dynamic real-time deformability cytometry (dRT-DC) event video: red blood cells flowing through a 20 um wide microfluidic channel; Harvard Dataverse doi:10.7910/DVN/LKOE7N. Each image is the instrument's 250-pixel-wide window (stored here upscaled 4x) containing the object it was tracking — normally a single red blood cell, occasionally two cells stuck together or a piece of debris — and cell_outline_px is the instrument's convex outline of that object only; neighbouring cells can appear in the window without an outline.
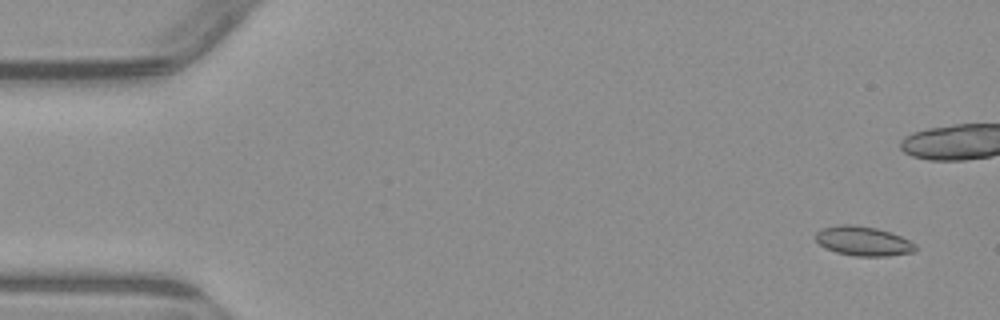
{"species": "common noctule bat (a hibernating species)", "species_latin": "Nyctalus noctula", "temperature_condition": "warm", "stored_images_in_passage": 7, "camera_frame_rate_fps": 3000, "um_per_image_px": 0.085, "animal": {"sex": "male", "body_mass_g": 23.1, "forearm_length_mm": 52.7}, "frame": {"image": 1, "passage_image": 1, "time_ms": 0.0, "image_size_px": [1000, 320], "cell_outline_px": [[916, 252], [888, 256], [856, 256], [836, 252], [820, 244], [816, 240], [816, 232], [820, 228], [840, 224], [852, 224], [876, 228], [892, 232], [916, 244]], "centroid_in_image_um": [73.39, 20.48], "position_along_channel_um": 11.6, "area_um2": 17.17}}
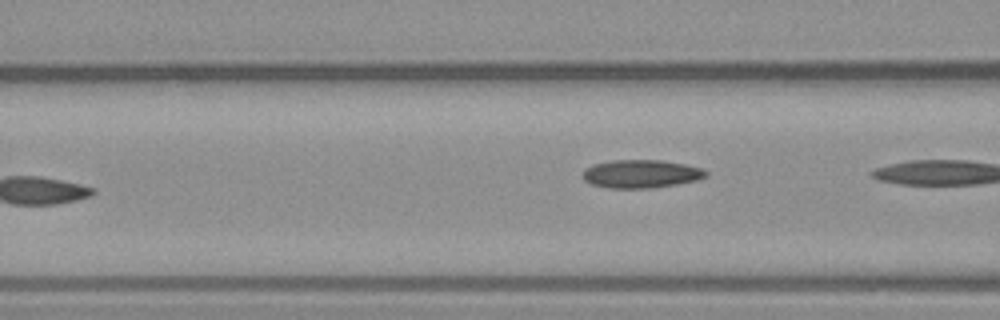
{"frame": {"image": 2, "passage_image": 7, "time_ms": 7.0, "image_size_px": [1000, 320], "cell_outline_px": [[708, 176], [696, 180], [676, 184], [652, 188], [608, 188], [592, 184], [584, 180], [580, 176], [584, 168], [592, 164], [612, 160], [660, 160], [684, 164], [700, 168], [708, 172]], "centroid_in_image_um": [54.43, 14.77], "position_along_channel_um": 112.2, "area_um2": 20.35}}